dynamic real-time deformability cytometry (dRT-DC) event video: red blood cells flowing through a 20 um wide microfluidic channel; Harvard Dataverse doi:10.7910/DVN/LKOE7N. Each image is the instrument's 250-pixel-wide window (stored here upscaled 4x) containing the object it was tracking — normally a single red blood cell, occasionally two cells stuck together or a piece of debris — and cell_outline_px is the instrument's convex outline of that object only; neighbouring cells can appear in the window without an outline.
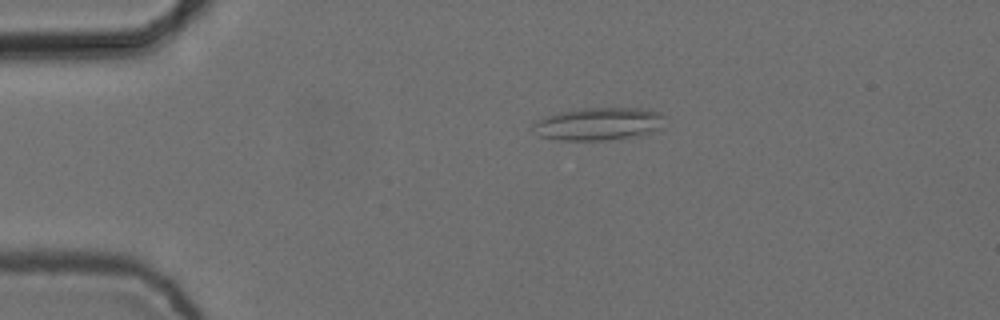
{"species": "common noctule bat (a hibernating species)", "species_latin": "Nyctalus noctula", "temperature_condition": "cold", "stored_images_in_passage": 5, "camera_frame_rate_fps": 3000, "um_per_image_px": 0.085, "animal": {"sex": "female", "body_mass_g": 24.6, "forearm_length_mm": 56.2}, "frame": {"image": 1, "passage_image": 4, "time_ms": 1.0, "image_size_px": [1000, 320], "cell_outline_px": [[668, 116], [660, 128], [652, 132], [636, 136], [616, 140], [556, 140], [540, 136], [528, 128], [536, 120], [548, 116], [580, 108], [644, 108], [660, 112]], "centroid_in_image_um": [50.91, 10.54], "position_along_channel_um": 34.1, "area_um2": 25.55}}